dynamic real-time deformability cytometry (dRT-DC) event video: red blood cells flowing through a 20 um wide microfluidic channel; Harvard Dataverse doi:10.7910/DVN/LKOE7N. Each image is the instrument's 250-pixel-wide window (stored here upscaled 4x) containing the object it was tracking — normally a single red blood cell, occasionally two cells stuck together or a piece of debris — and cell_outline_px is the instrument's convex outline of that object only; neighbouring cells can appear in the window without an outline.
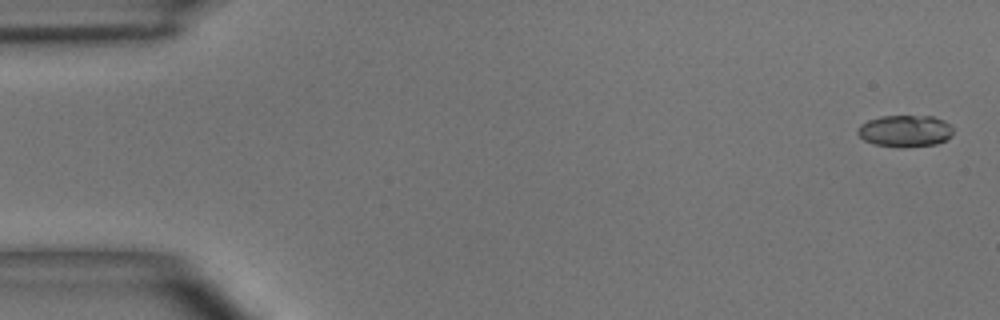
{"species": "common noctule bat (a hibernating species)", "species_latin": "Nyctalus noctula", "temperature_condition": "room temperature", "stored_images_in_passage": 4, "camera_frame_rate_fps": 3000, "um_per_image_px": 0.085, "animal": {"sex": "male", "body_mass_g": 15.6}, "frame": {"image": 1, "passage_image": 1, "time_ms": 0.0, "image_size_px": [1000, 320], "cell_outline_px": [[952, 136], [936, 144], [900, 148], [876, 144], [864, 140], [856, 132], [856, 128], [860, 124], [868, 120], [880, 116], [932, 116], [944, 120], [952, 128]], "centroid_in_image_um": [76.9, 11.13], "position_along_channel_um": 8.1, "area_um2": 17.74}}
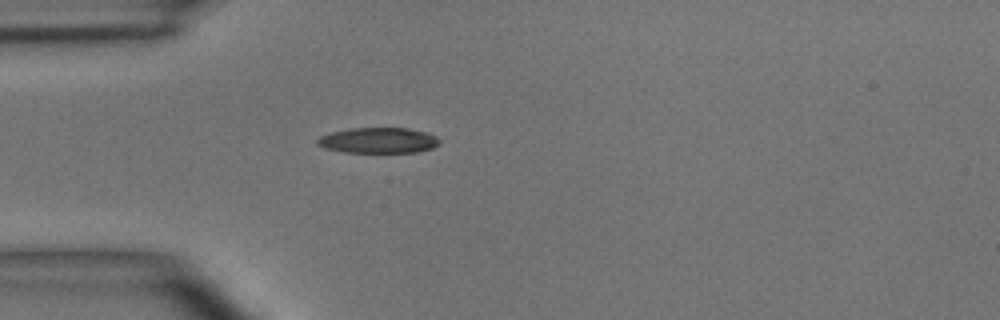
{"frame": {"image": 2, "passage_image": 4, "time_ms": 4.333, "image_size_px": [1000, 320], "cell_outline_px": [[440, 144], [432, 148], [416, 152], [344, 152], [324, 148], [316, 144], [316, 140], [320, 136], [332, 132], [352, 128], [404, 128], [428, 132], [436, 136], [440, 140]], "centroid_in_image_um": [32.17, 11.93], "position_along_channel_um": 52.8, "area_um2": 18.21}}